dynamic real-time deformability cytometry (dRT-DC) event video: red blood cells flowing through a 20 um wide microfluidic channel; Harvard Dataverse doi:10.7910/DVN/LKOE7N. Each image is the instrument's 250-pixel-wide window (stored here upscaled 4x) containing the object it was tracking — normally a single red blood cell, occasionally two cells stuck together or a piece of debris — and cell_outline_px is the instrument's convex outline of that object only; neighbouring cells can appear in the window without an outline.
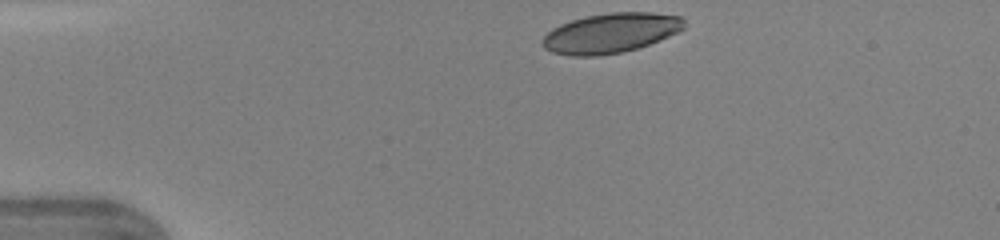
{"species": "human", "species_latin": "Homo sapiens", "temperature_condition": "warm", "stored_images_in_passage": 38, "camera_frame_rate_fps": 3000, "um_per_image_px": 0.085, "donor": {"sex": "female"}, "frame": {"image": 1, "passage_image": 1, "time_ms": 0.0, "image_size_px": [1000, 240], "cell_outline_px": [[684, 28], [680, 32], [660, 40], [636, 48], [620, 52], [600, 56], [572, 56], [552, 52], [544, 48], [540, 44], [544, 36], [552, 28], [560, 24], [584, 16], [612, 12], [652, 12], [680, 16], [684, 20]], "centroid_in_image_um": [51.9, 2.8], "position_along_channel_um": 33.1, "area_um2": 33.0}}
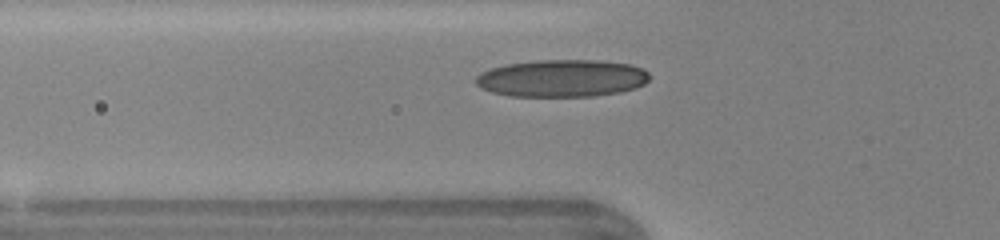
{"frame": {"image": 2, "passage_image": 8, "time_ms": 2.333, "image_size_px": [1000, 240], "cell_outline_px": [[652, 76], [644, 84], [636, 88], [620, 92], [592, 96], [508, 96], [492, 92], [476, 84], [476, 76], [480, 72], [504, 64], [536, 60], [596, 60], [632, 64], [644, 68]], "centroid_in_image_um": [47.8, 6.64], "position_along_channel_um": 78.0, "area_um2": 38.03}}
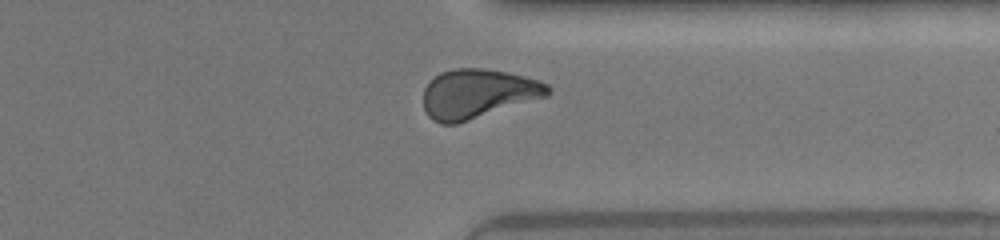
{"frame": {"image": 3, "passage_image": 28, "time_ms": 9.0, "image_size_px": [1000, 240], "cell_outline_px": [[552, 92], [548, 96], [456, 124], [440, 124], [432, 120], [428, 116], [424, 108], [424, 88], [440, 72], [456, 68], [480, 68], [508, 72], [524, 76], [548, 84], [552, 88]], "centroid_in_image_um": [40.63, 7.97], "position_along_channel_um": 370.8, "area_um2": 35.66}, "authors_computed_cell_mechanics": {"area_um2": 34.5933, "velocity_mm_per_s": 4.3846, "shape_relaxation_time_tau1_ms": 7.5616, "shape_relaxation_time_tau2_ms": 1.8429, "deformation_change_tau1": 0.2102, "deformation_change_tau2": 0.0889}}